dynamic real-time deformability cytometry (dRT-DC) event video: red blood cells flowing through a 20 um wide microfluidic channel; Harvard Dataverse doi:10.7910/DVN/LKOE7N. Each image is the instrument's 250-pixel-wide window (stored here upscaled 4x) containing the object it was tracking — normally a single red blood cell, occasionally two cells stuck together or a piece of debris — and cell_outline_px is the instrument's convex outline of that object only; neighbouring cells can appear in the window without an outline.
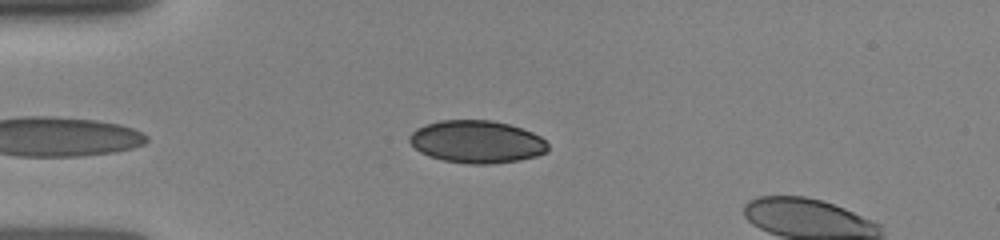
{"species": "human", "species_latin": "Homo sapiens", "temperature_condition": "room temperature", "stored_images_in_passage": 12, "camera_frame_rate_fps": 3000, "um_per_image_px": 0.085, "donor": {"sex": "female"}, "frame": {"image": 1, "passage_image": 1, "time_ms": 0.0, "image_size_px": [1000, 240], "cell_outline_px": [[548, 152], [536, 156], [520, 160], [492, 164], [468, 164], [444, 160], [428, 156], [420, 152], [408, 140], [408, 136], [416, 128], [424, 124], [440, 120], [492, 120], [508, 124], [532, 132], [540, 136], [548, 144]], "centroid_in_image_um": [40.52, 12.05], "position_along_channel_um": 44.5, "area_um2": 34.51}}
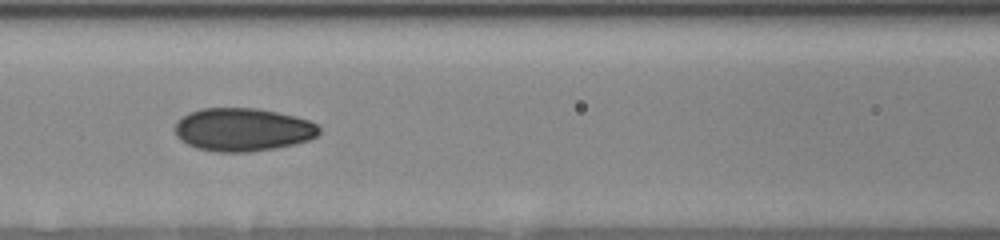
{"frame": {"image": 2, "passage_image": 8, "time_ms": 3.0, "image_size_px": [1000, 240], "cell_outline_px": [[320, 132], [316, 136], [308, 140], [296, 144], [276, 148], [248, 152], [216, 152], [196, 148], [180, 140], [176, 136], [176, 124], [188, 112], [200, 108], [256, 108], [276, 112], [308, 120], [316, 124], [320, 128]], "centroid_in_image_um": [20.63, 11.02], "position_along_channel_um": 146.0, "area_um2": 36.18}}
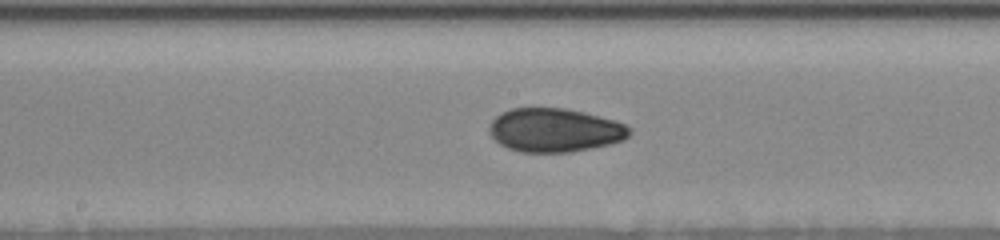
{"frame": {"image": 3, "passage_image": 11, "time_ms": 4.333, "image_size_px": [1000, 240], "cell_outline_px": [[632, 132], [624, 140], [592, 148], [568, 152], [520, 152], [508, 148], [500, 144], [488, 132], [488, 128], [492, 120], [500, 112], [512, 108], [564, 108], [612, 120], [624, 124]], "centroid_in_image_um": [47.1, 11.07], "position_along_channel_um": 201.1, "area_um2": 35.37}}